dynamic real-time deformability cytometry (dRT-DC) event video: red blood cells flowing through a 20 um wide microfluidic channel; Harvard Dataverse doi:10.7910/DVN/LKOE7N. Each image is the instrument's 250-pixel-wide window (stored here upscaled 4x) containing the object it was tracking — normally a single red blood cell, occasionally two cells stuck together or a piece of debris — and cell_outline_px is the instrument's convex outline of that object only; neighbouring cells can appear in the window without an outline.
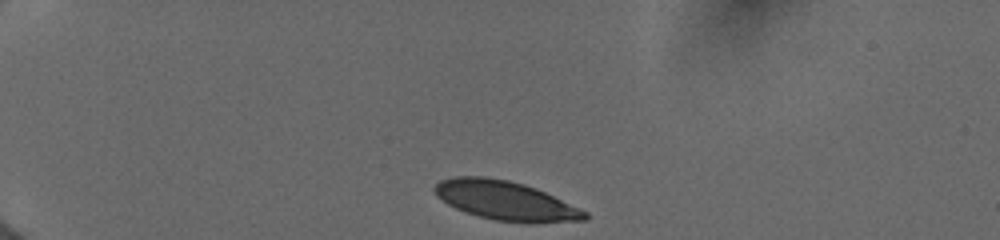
{"species": "human", "species_latin": "Homo sapiens", "temperature_condition": "cold", "stored_images_in_passage": 37, "camera_frame_rate_fps": 3000, "um_per_image_px": 0.085, "donor": {"sex": "female"}, "frame": {"image": 1, "passage_image": 1, "time_ms": 0.0, "image_size_px": [1000, 240], "cell_outline_px": [[588, 220], [536, 224], [528, 224], [492, 220], [476, 216], [464, 212], [448, 204], [436, 196], [432, 188], [440, 180], [456, 176], [484, 176], [508, 180], [524, 184], [536, 188], [580, 208], [588, 212]], "centroid_in_image_um": [42.99, 17.08], "position_along_channel_um": 42.0, "area_um2": 34.85}}
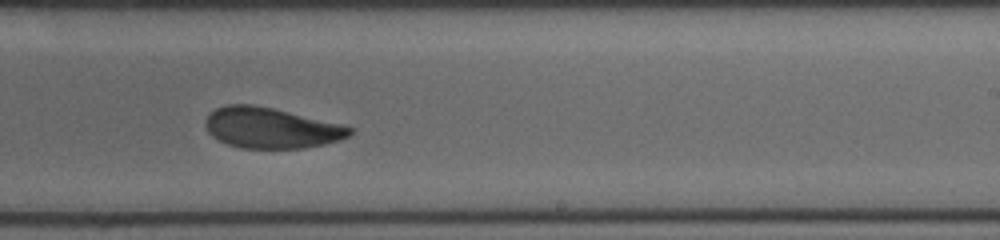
{"frame": {"image": 2, "passage_image": 18, "time_ms": 7.333, "image_size_px": [1000, 240], "cell_outline_px": [[352, 132], [348, 136], [340, 140], [324, 144], [304, 148], [240, 148], [228, 144], [212, 136], [208, 132], [208, 116], [216, 108], [228, 104], [252, 104], [272, 108], [340, 124], [352, 128]], "centroid_in_image_um": [23.05, 10.88], "position_along_channel_um": 266.0, "area_um2": 33.58}}
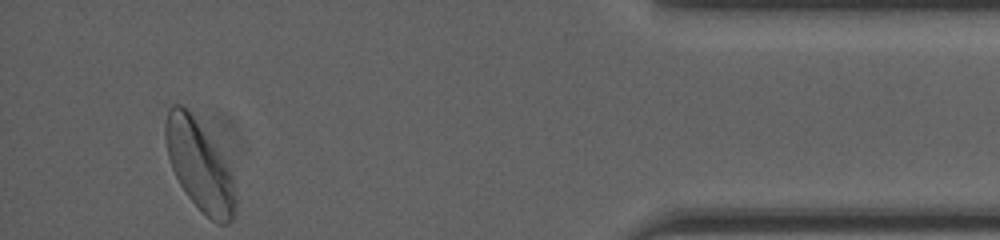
{"frame": {"image": 3, "passage_image": 37, "time_ms": 12.333, "image_size_px": [1000, 240], "cell_outline_px": [[236, 204], [232, 220], [228, 224], [216, 224], [188, 196], [180, 184], [172, 168], [168, 156], [164, 136], [164, 124], [168, 108], [172, 104], [180, 104], [188, 108], [224, 160], [232, 172], [236, 200]], "centroid_in_image_um": [16.93, 14.06], "position_along_channel_um": 418.3, "area_um2": 36.13}, "authors_computed_cell_mechanics": {"area_um2": 34.8534, "velocity_mm_per_s": 3.9401, "shape_relaxation_time_tau1_ms": 4.2361, "shape_relaxation_time_tau2_ms": 1.7905, "deformation_change_tau1": 0.1353, "deformation_change_tau2": 0.0626}}